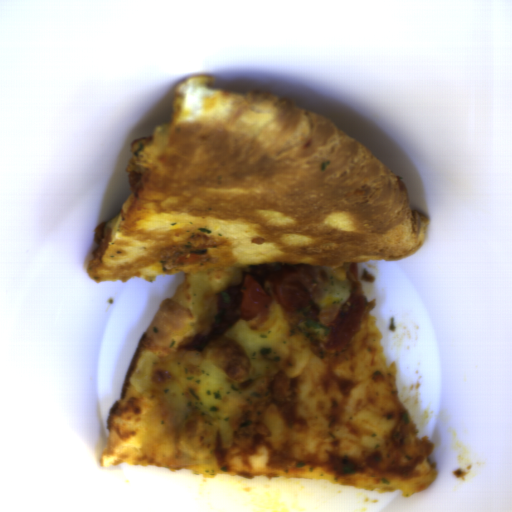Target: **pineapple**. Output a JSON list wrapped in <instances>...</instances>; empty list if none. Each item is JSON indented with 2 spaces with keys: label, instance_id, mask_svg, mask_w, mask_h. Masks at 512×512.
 Returning a JSON list of instances; mask_svg holds the SVG:
<instances>
[{
  "label": "pineapple",
  "instance_id": "obj_1",
  "mask_svg": "<svg viewBox=\"0 0 512 512\" xmlns=\"http://www.w3.org/2000/svg\"><path fill=\"white\" fill-rule=\"evenodd\" d=\"M131 385L150 401L143 455L167 467L209 463L230 449L244 394L217 363L183 351H145Z\"/></svg>",
  "mask_w": 512,
  "mask_h": 512
}]
</instances>
